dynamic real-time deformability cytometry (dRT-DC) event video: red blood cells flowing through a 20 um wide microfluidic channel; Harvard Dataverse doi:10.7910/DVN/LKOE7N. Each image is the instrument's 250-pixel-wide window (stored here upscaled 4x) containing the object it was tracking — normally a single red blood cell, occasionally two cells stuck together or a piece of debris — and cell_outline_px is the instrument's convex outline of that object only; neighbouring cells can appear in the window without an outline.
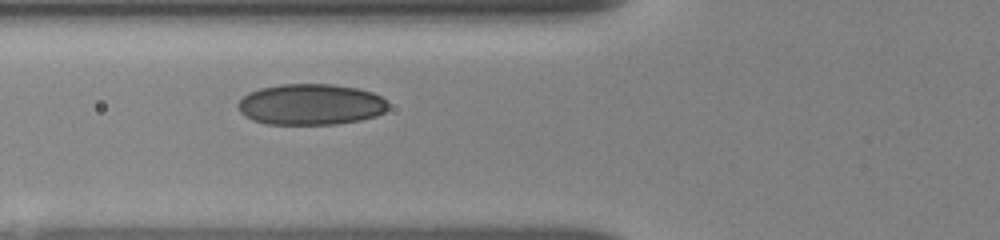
{"species": "human", "species_latin": "Homo sapiens", "temperature_condition": "room temperature", "stored_images_in_passage": 12, "camera_frame_rate_fps": 3000, "um_per_image_px": 0.085, "donor": {"sex": "female"}, "frame": {"image": 1, "passage_image": 3, "time_ms": 1.333, "image_size_px": [1000, 240], "cell_outline_px": [[388, 108], [384, 112], [376, 116], [360, 120], [336, 124], [264, 124], [252, 120], [244, 116], [240, 112], [236, 104], [248, 92], [260, 88], [280, 84], [332, 84], [356, 88], [372, 92], [380, 96], [388, 104]], "centroid_in_image_um": [26.38, 8.88], "position_along_channel_um": 99.4, "area_um2": 36.07}}
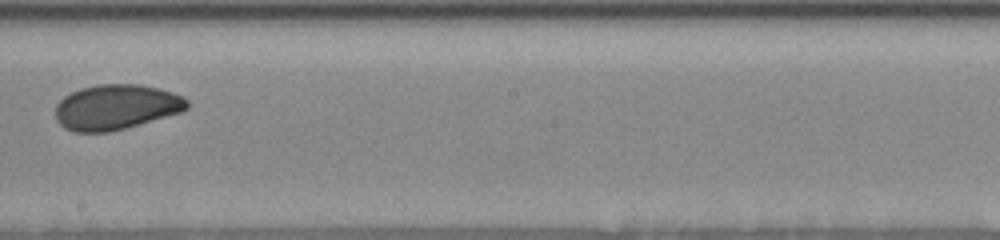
{"frame": {"image": 2, "passage_image": 8, "time_ms": 5.0, "image_size_px": [1000, 240], "cell_outline_px": [[188, 108], [180, 112], [124, 128], [108, 132], [72, 132], [64, 128], [56, 120], [56, 104], [64, 96], [80, 88], [96, 84], [140, 84], [160, 88], [184, 96], [188, 100]], "centroid_in_image_um": [9.85, 9.09], "position_along_channel_um": 238.4, "area_um2": 34.68}}
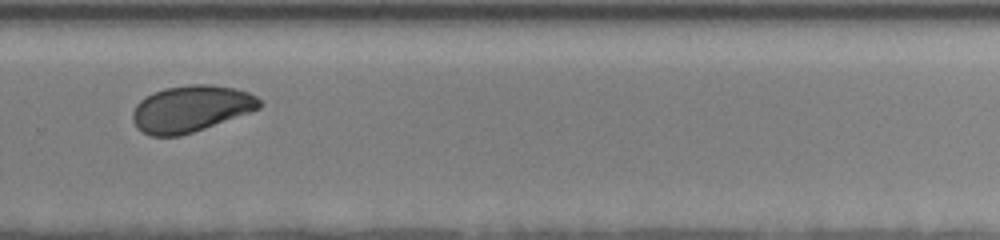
{"frame": {"image": 3, "passage_image": 11, "time_ms": 7.0, "image_size_px": [1000, 240], "cell_outline_px": [[264, 104], [260, 108], [204, 128], [180, 136], [152, 136], [136, 128], [132, 120], [132, 112], [136, 104], [140, 100], [164, 88], [192, 84], [212, 84], [236, 88], [248, 92], [256, 96]], "centroid_in_image_um": [16.22, 9.23], "position_along_channel_um": 313.6, "area_um2": 34.22}}